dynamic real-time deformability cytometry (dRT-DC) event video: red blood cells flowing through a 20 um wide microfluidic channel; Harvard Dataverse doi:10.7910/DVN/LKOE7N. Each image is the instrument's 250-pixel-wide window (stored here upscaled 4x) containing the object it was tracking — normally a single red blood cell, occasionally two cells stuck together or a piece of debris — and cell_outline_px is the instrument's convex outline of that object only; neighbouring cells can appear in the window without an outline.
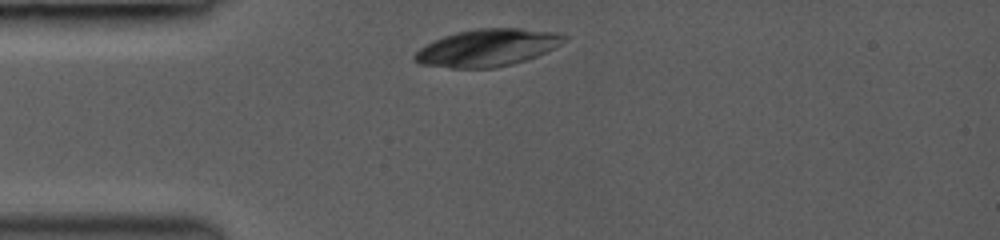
{"species": "common noctule bat (a hibernating species)", "species_latin": "Nyctalus noctula", "temperature_condition": "room temperature", "stored_images_in_passage": 2, "camera_frame_rate_fps": 3000, "um_per_image_px": 0.085, "animal": {"sex": "female", "body_mass_g": 19.0, "forearm_length_mm": 53.3}, "frame": {"image": 1, "passage_image": 1, "time_ms": 0.0, "image_size_px": [1000, 240], "cell_outline_px": [[568, 40], [536, 56], [512, 64], [496, 68], [452, 68], [420, 64], [412, 60], [412, 56], [420, 48], [444, 36], [456, 32], [476, 28], [520, 28], [556, 32], [568, 36]], "centroid_in_image_um": [41.42, 4.05], "position_along_channel_um": 43.6, "area_um2": 32.37}}